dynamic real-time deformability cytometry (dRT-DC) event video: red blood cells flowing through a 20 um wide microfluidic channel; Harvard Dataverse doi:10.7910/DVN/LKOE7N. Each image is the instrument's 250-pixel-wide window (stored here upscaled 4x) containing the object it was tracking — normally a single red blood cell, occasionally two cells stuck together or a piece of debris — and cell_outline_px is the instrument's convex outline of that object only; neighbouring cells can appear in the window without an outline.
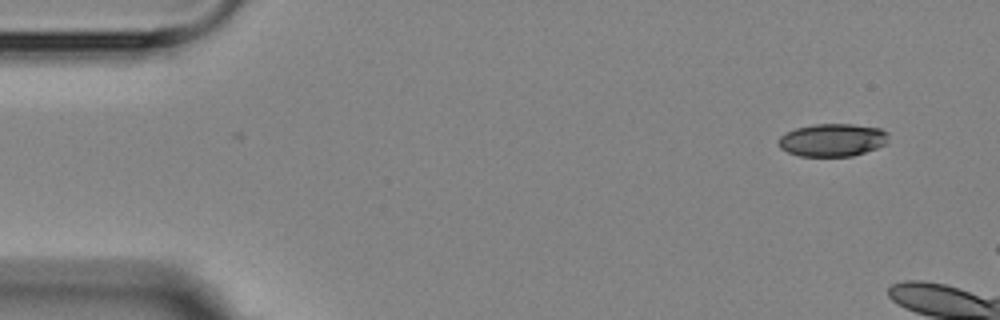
{"species": "Egyptian fruit bat (a non-hibernating species)", "species_latin": "Rousettus aegyptiacus", "temperature_condition": "room temperature", "stored_images_in_passage": 3, "camera_frame_rate_fps": 3000, "um_per_image_px": 0.085, "animal": {"sex": "female"}, "frame": {"image": 1, "passage_image": 1, "time_ms": 0.0, "image_size_px": [1000, 320], "cell_outline_px": [[888, 144], [852, 156], [800, 156], [788, 152], [780, 148], [776, 140], [780, 136], [796, 128], [816, 124], [852, 124], [880, 128], [888, 132]], "centroid_in_image_um": [70.77, 11.9], "position_along_channel_um": 14.2, "area_um2": 21.1}}